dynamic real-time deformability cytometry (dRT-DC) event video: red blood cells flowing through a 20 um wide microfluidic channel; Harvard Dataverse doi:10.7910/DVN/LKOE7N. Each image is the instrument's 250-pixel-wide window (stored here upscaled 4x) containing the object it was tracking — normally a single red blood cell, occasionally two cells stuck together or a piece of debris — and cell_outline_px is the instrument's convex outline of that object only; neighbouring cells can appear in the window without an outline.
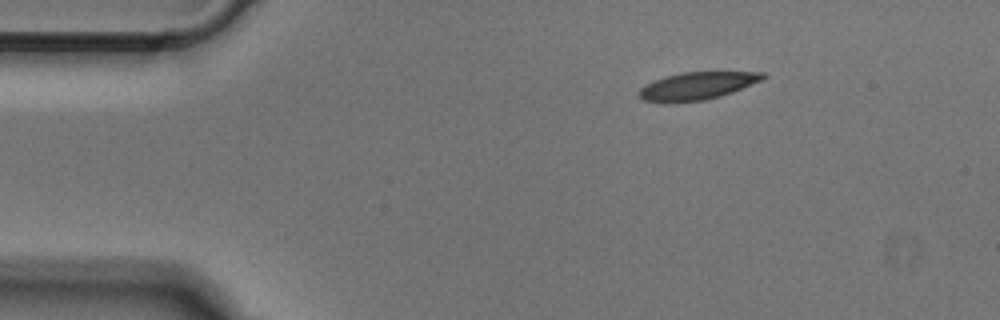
{"species": "Egyptian fruit bat (a non-hibernating species)", "species_latin": "Rousettus aegyptiacus", "temperature_condition": "cold", "stored_images_in_passage": 43, "camera_frame_rate_fps": 3000, "um_per_image_px": 0.085, "animal": {"sex": "male"}, "frame": {"image": 1, "passage_image": 1, "time_ms": 0.0, "image_size_px": [1000, 320], "cell_outline_px": [[764, 76], [760, 80], [732, 92], [720, 96], [704, 100], [644, 100], [636, 96], [640, 88], [664, 76], [684, 72], [764, 72]], "centroid_in_image_um": [59.26, 7.26], "position_along_channel_um": 25.7, "area_um2": 18.96}}
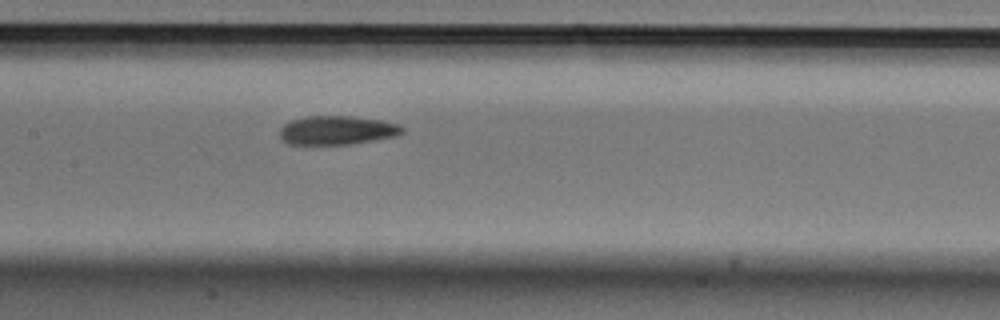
{"frame": {"image": 2, "passage_image": 17, "time_ms": 5.333, "image_size_px": [1000, 320], "cell_outline_px": [[404, 132], [396, 136], [352, 144], [288, 144], [280, 136], [280, 128], [284, 124], [292, 120], [308, 116], [352, 116], [380, 120], [400, 124], [404, 128]], "centroid_in_image_um": [28.68, 11.07], "position_along_channel_um": 178.7, "area_um2": 20.58}}
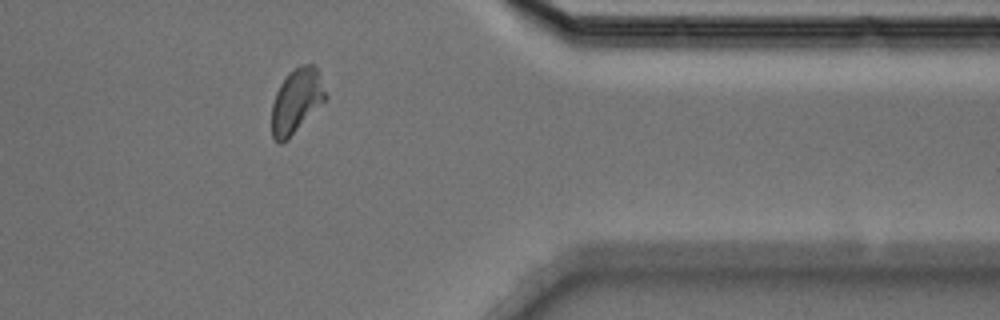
{"frame": {"image": 3, "passage_image": 34, "time_ms": 11.0, "image_size_px": [1000, 320], "cell_outline_px": [[328, 96], [288, 140], [280, 144], [276, 144], [272, 136], [272, 104], [276, 92], [280, 84], [288, 72], [292, 68], [300, 64], [316, 64]], "centroid_in_image_um": [25.19, 8.55], "position_along_channel_um": 386.2, "area_um2": 20.46}}